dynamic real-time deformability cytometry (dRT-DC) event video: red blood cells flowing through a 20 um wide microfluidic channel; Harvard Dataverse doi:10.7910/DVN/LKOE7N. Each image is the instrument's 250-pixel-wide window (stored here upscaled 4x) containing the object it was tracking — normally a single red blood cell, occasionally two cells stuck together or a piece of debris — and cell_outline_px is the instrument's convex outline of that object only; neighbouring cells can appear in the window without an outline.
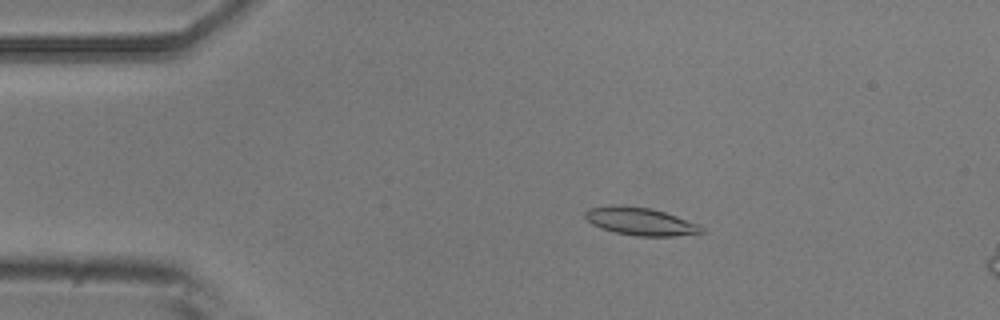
{"species": "common noctule bat (a hibernating species)", "species_latin": "Nyctalus noctula", "temperature_condition": "room temperature", "stored_images_in_passage": 16, "camera_frame_rate_fps": 3000, "um_per_image_px": 0.085, "animal": {"sex": "male", "body_mass_g": 20.5, "forearm_length_mm": 52.5}, "frame": {"image": 1, "passage_image": 10, "time_ms": 3.0, "image_size_px": [1000, 320], "cell_outline_px": [[704, 232], [672, 236], [636, 236], [616, 232], [600, 228], [592, 224], [584, 216], [584, 212], [588, 208], [612, 204], [648, 208], [664, 212], [700, 224], [704, 228]], "centroid_in_image_um": [54.41, 18.81], "position_along_channel_um": 30.6, "area_um2": 18.79}}